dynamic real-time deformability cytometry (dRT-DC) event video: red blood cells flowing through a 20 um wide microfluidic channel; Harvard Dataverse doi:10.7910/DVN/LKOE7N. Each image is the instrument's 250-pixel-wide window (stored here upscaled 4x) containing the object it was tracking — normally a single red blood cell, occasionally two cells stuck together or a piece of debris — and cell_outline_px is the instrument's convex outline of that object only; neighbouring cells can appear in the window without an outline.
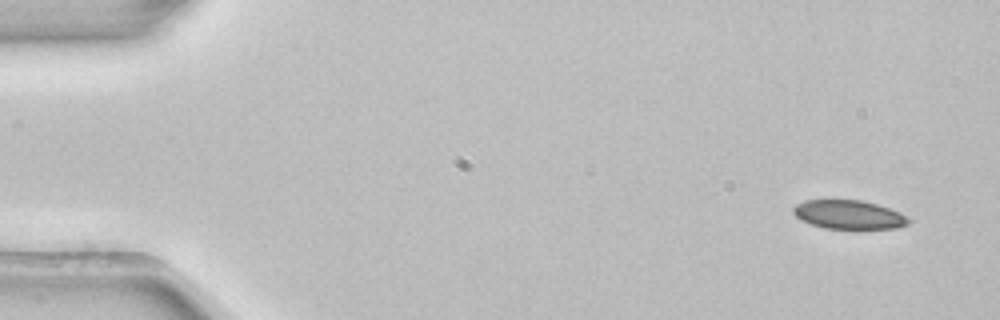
{"species": "common noctule bat (a hibernating species)", "species_latin": "Nyctalus noctula", "temperature_condition": "room temperature", "stored_images_in_passage": 4, "camera_frame_rate_fps": 3000, "um_per_image_px": 0.085, "animal": {"sex": "female", "body_mass_g": 22.7, "forearm_length_mm": 54.2}, "frame": {"image": 1, "passage_image": 1, "time_ms": 0.0, "image_size_px": [1000, 320], "cell_outline_px": [[912, 220], [908, 224], [896, 228], [824, 228], [800, 220], [792, 212], [792, 208], [796, 204], [804, 200], [860, 200], [876, 204], [900, 212]], "centroid_in_image_um": [72.13, 18.24], "position_along_channel_um": 12.9, "area_um2": 19.25}}
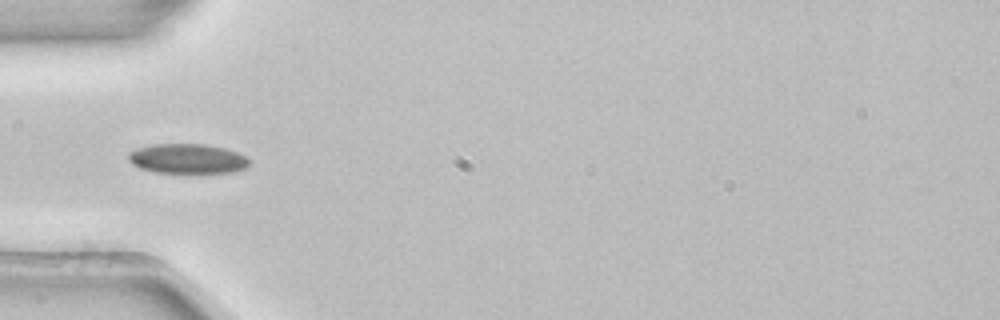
{"frame": {"image": 2, "passage_image": 4, "time_ms": 1.0, "image_size_px": [1000, 320], "cell_outline_px": [[252, 164], [248, 168], [232, 172], [156, 172], [140, 168], [132, 164], [128, 160], [128, 152], [136, 148], [152, 144], [204, 144], [224, 148], [236, 152], [252, 160]], "centroid_in_image_um": [15.95, 13.48], "position_along_channel_um": 69.1, "area_um2": 21.04}}